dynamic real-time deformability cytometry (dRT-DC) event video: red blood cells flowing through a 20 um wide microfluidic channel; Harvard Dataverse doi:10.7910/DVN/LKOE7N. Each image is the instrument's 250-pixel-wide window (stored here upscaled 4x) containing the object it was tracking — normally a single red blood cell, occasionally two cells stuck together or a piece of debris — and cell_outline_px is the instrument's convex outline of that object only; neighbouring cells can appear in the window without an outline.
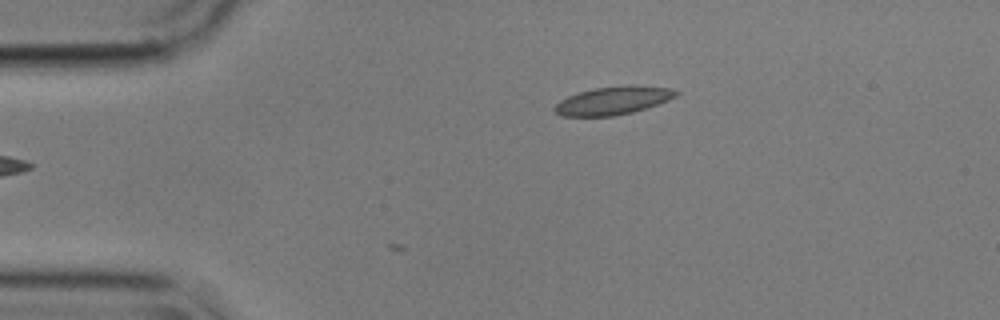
{"species": "common noctule bat (a hibernating species)", "species_latin": "Nyctalus noctula", "temperature_condition": "cold", "stored_images_in_passage": 4, "camera_frame_rate_fps": 3000, "um_per_image_px": 0.085, "animal": {"sex": "male", "body_mass_g": 17.9}, "frame": {"image": 1, "passage_image": 4, "time_ms": 1.0, "image_size_px": [1000, 320], "cell_outline_px": [[680, 92], [676, 96], [668, 100], [632, 112], [612, 116], [560, 116], [552, 108], [560, 100], [568, 96], [580, 92], [596, 88], [628, 84], [632, 84], [672, 88]], "centroid_in_image_um": [52.12, 8.53], "position_along_channel_um": 32.9, "area_um2": 19.88}}